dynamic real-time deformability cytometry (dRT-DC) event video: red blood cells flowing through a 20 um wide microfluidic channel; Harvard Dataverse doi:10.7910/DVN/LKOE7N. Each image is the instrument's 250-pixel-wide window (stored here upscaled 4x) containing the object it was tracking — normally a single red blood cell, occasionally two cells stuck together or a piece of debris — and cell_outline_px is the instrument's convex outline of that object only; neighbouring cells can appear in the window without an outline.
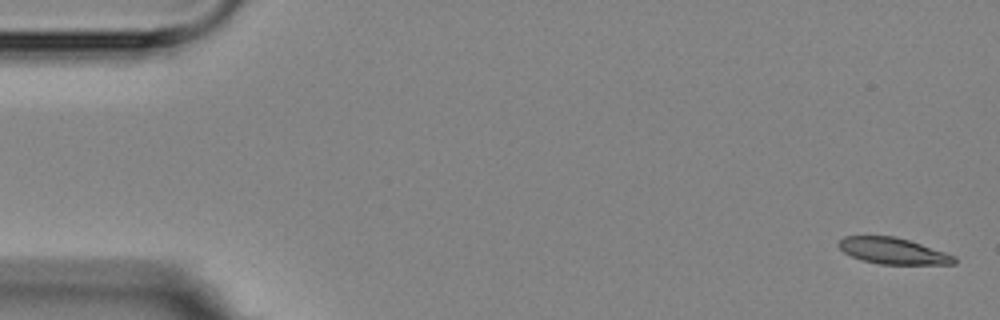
{"species": "Egyptian fruit bat (a non-hibernating species)", "species_latin": "Rousettus aegyptiacus", "temperature_condition": "room temperature", "stored_images_in_passage": 5, "camera_frame_rate_fps": 3000, "um_per_image_px": 0.085, "animal": {"sex": "female"}, "frame": {"image": 1, "passage_image": 1, "time_ms": 0.0, "image_size_px": [1000, 320], "cell_outline_px": [[956, 264], [880, 264], [860, 260], [844, 252], [836, 244], [844, 236], [896, 236], [956, 256]], "centroid_in_image_um": [75.88, 21.33], "position_along_channel_um": 9.1, "area_um2": 17.57}}
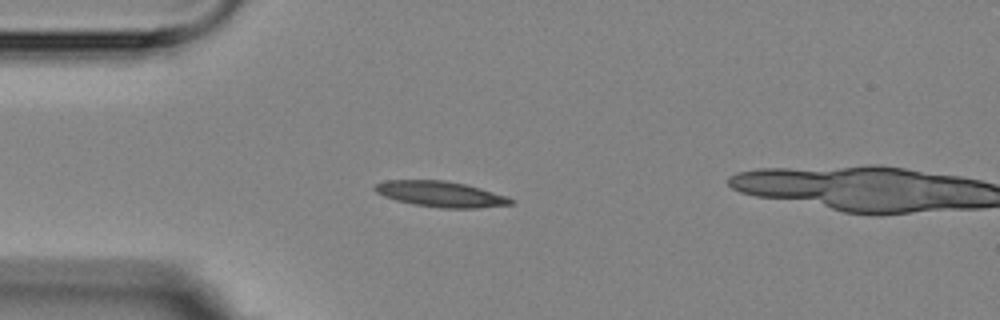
{"frame": {"image": 2, "passage_image": 4, "time_ms": 4.333, "image_size_px": [1000, 320], "cell_outline_px": [[516, 204], [480, 208], [440, 208], [412, 204], [396, 200], [384, 196], [376, 192], [372, 188], [376, 184], [384, 180], [444, 180], [464, 184], [480, 188], [508, 196]], "centroid_in_image_um": [37.46, 16.5], "position_along_channel_um": 47.5, "area_um2": 20.46}}